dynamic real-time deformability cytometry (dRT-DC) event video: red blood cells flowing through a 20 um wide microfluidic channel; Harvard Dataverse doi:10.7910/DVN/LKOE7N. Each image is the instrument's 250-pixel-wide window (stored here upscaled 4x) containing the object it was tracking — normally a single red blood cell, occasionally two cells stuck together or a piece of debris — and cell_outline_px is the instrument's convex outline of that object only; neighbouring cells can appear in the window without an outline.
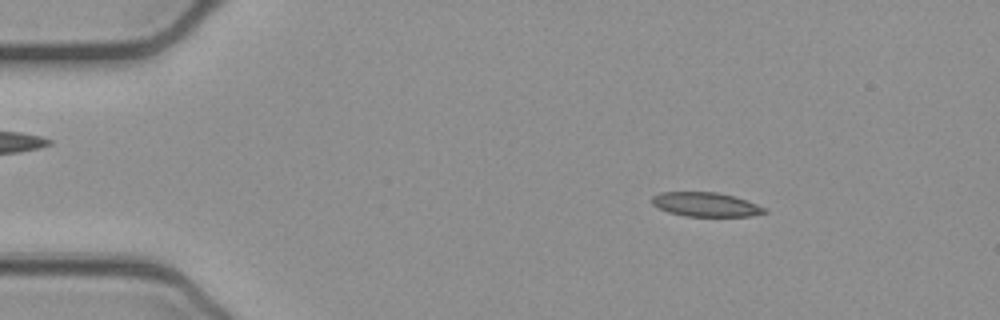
{"species": "common noctule bat (a hibernating species)", "species_latin": "Nyctalus noctula", "temperature_condition": "cold", "stored_images_in_passage": 51, "camera_frame_rate_fps": 3000, "um_per_image_px": 0.085, "animal": {"sex": "female", "body_mass_g": 21.9}, "frame": {"image": 1, "passage_image": 7, "time_ms": 2.0, "image_size_px": [1000, 320], "cell_outline_px": [[768, 212], [748, 216], [684, 216], [668, 212], [652, 204], [652, 196], [660, 192], [716, 192], [732, 196], [768, 208]], "centroid_in_image_um": [59.97, 17.38], "position_along_channel_um": 25.0, "area_um2": 15.72}}
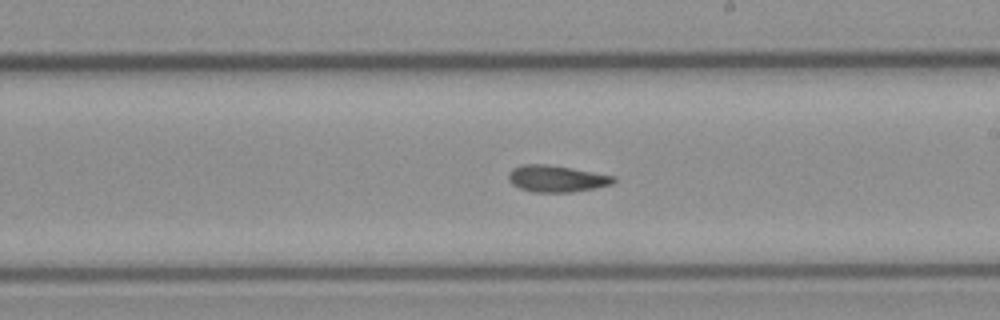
{"frame": {"image": 2, "passage_image": 29, "time_ms": 9.333, "image_size_px": [1000, 320], "cell_outline_px": [[616, 180], [612, 184], [572, 192], [532, 192], [520, 188], [512, 184], [508, 180], [508, 172], [512, 168], [520, 164], [548, 164], [572, 168], [616, 176]], "centroid_in_image_um": [47.27, 15.17], "position_along_channel_um": 241.7, "area_um2": 16.42}}
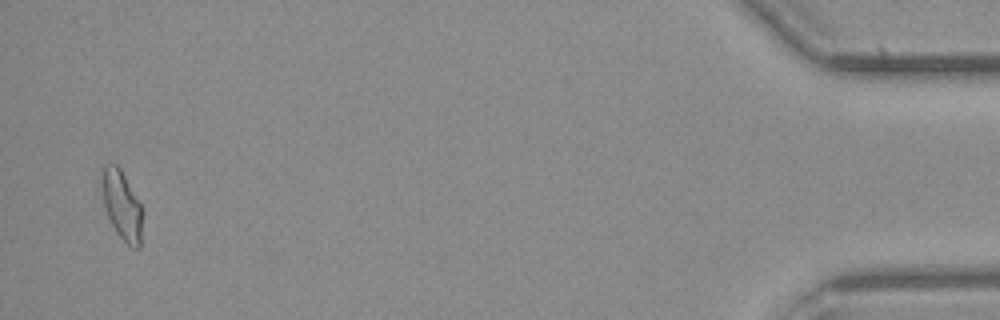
{"frame": {"image": 3, "passage_image": 50, "time_ms": 16.333, "image_size_px": [1000, 320], "cell_outline_px": [[140, 248], [132, 248], [116, 232], [104, 208], [100, 184], [100, 168], [104, 164], [116, 164], [120, 168], [140, 204]], "centroid_in_image_um": [10.27, 17.36], "position_along_channel_um": 424.9, "area_um2": 16.13}, "authors_computed_cell_mechanics": {"area_um2": 16.3574, "velocity_mm_per_s": 3.8991, "shape_relaxation_time_tau1_ms": null, "shape_relaxation_time_tau2_ms": 4.6676, "deformation_change_tau1": null, "deformation_change_tau2": 0.1146}}